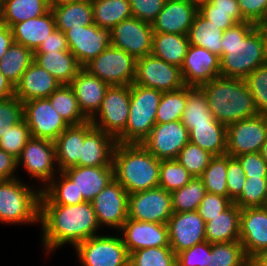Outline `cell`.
<instances>
[{
    "label": "cell",
    "mask_w": 267,
    "mask_h": 266,
    "mask_svg": "<svg viewBox=\"0 0 267 266\" xmlns=\"http://www.w3.org/2000/svg\"><path fill=\"white\" fill-rule=\"evenodd\" d=\"M42 242L46 253L64 244L79 243L97 235L100 228L91 202L77 205H40Z\"/></svg>",
    "instance_id": "6da1fadb"
},
{
    "label": "cell",
    "mask_w": 267,
    "mask_h": 266,
    "mask_svg": "<svg viewBox=\"0 0 267 266\" xmlns=\"http://www.w3.org/2000/svg\"><path fill=\"white\" fill-rule=\"evenodd\" d=\"M220 76L245 79L267 63L263 39L255 24L236 23L226 29L221 40Z\"/></svg>",
    "instance_id": "7a4b0ae2"
},
{
    "label": "cell",
    "mask_w": 267,
    "mask_h": 266,
    "mask_svg": "<svg viewBox=\"0 0 267 266\" xmlns=\"http://www.w3.org/2000/svg\"><path fill=\"white\" fill-rule=\"evenodd\" d=\"M200 88L213 117L226 126L259 114L245 79L219 76Z\"/></svg>",
    "instance_id": "3957f363"
},
{
    "label": "cell",
    "mask_w": 267,
    "mask_h": 266,
    "mask_svg": "<svg viewBox=\"0 0 267 266\" xmlns=\"http://www.w3.org/2000/svg\"><path fill=\"white\" fill-rule=\"evenodd\" d=\"M161 160L142 144L116 143L113 152L114 178L129 193L159 186Z\"/></svg>",
    "instance_id": "277c9868"
},
{
    "label": "cell",
    "mask_w": 267,
    "mask_h": 266,
    "mask_svg": "<svg viewBox=\"0 0 267 266\" xmlns=\"http://www.w3.org/2000/svg\"><path fill=\"white\" fill-rule=\"evenodd\" d=\"M32 188L18 178L0 180V222L7 224L40 222L42 189L35 191V188Z\"/></svg>",
    "instance_id": "5b68a950"
},
{
    "label": "cell",
    "mask_w": 267,
    "mask_h": 266,
    "mask_svg": "<svg viewBox=\"0 0 267 266\" xmlns=\"http://www.w3.org/2000/svg\"><path fill=\"white\" fill-rule=\"evenodd\" d=\"M162 93L135 83L130 85V113L126 129L116 138L117 143H143L156 125Z\"/></svg>",
    "instance_id": "8992f818"
},
{
    "label": "cell",
    "mask_w": 267,
    "mask_h": 266,
    "mask_svg": "<svg viewBox=\"0 0 267 266\" xmlns=\"http://www.w3.org/2000/svg\"><path fill=\"white\" fill-rule=\"evenodd\" d=\"M83 68L110 86H130L135 80L136 59L127 52L110 45Z\"/></svg>",
    "instance_id": "52a82bcc"
},
{
    "label": "cell",
    "mask_w": 267,
    "mask_h": 266,
    "mask_svg": "<svg viewBox=\"0 0 267 266\" xmlns=\"http://www.w3.org/2000/svg\"><path fill=\"white\" fill-rule=\"evenodd\" d=\"M130 113V86L112 85L107 89L92 125L115 139L126 129Z\"/></svg>",
    "instance_id": "ba28073f"
},
{
    "label": "cell",
    "mask_w": 267,
    "mask_h": 266,
    "mask_svg": "<svg viewBox=\"0 0 267 266\" xmlns=\"http://www.w3.org/2000/svg\"><path fill=\"white\" fill-rule=\"evenodd\" d=\"M74 248L82 266H129V254L121 236L95 235Z\"/></svg>",
    "instance_id": "9c48e42d"
},
{
    "label": "cell",
    "mask_w": 267,
    "mask_h": 266,
    "mask_svg": "<svg viewBox=\"0 0 267 266\" xmlns=\"http://www.w3.org/2000/svg\"><path fill=\"white\" fill-rule=\"evenodd\" d=\"M267 139V115L258 114L227 126L226 154L238 157L260 152Z\"/></svg>",
    "instance_id": "30bf717a"
},
{
    "label": "cell",
    "mask_w": 267,
    "mask_h": 266,
    "mask_svg": "<svg viewBox=\"0 0 267 266\" xmlns=\"http://www.w3.org/2000/svg\"><path fill=\"white\" fill-rule=\"evenodd\" d=\"M134 83L161 92L185 87L181 68L169 64L152 53L136 60Z\"/></svg>",
    "instance_id": "8fae6325"
},
{
    "label": "cell",
    "mask_w": 267,
    "mask_h": 266,
    "mask_svg": "<svg viewBox=\"0 0 267 266\" xmlns=\"http://www.w3.org/2000/svg\"><path fill=\"white\" fill-rule=\"evenodd\" d=\"M173 213L171 192L162 187L129 194L128 218L167 224Z\"/></svg>",
    "instance_id": "7c38bea8"
},
{
    "label": "cell",
    "mask_w": 267,
    "mask_h": 266,
    "mask_svg": "<svg viewBox=\"0 0 267 266\" xmlns=\"http://www.w3.org/2000/svg\"><path fill=\"white\" fill-rule=\"evenodd\" d=\"M153 33L152 24L132 16L110 30L111 45L137 60L152 53Z\"/></svg>",
    "instance_id": "4fadbf2b"
},
{
    "label": "cell",
    "mask_w": 267,
    "mask_h": 266,
    "mask_svg": "<svg viewBox=\"0 0 267 266\" xmlns=\"http://www.w3.org/2000/svg\"><path fill=\"white\" fill-rule=\"evenodd\" d=\"M23 115L33 138L54 141L69 126L52 107L48 98L24 102Z\"/></svg>",
    "instance_id": "5bb4252c"
},
{
    "label": "cell",
    "mask_w": 267,
    "mask_h": 266,
    "mask_svg": "<svg viewBox=\"0 0 267 266\" xmlns=\"http://www.w3.org/2000/svg\"><path fill=\"white\" fill-rule=\"evenodd\" d=\"M97 222L119 229L128 218L129 193L114 178L91 202Z\"/></svg>",
    "instance_id": "9a60e30c"
},
{
    "label": "cell",
    "mask_w": 267,
    "mask_h": 266,
    "mask_svg": "<svg viewBox=\"0 0 267 266\" xmlns=\"http://www.w3.org/2000/svg\"><path fill=\"white\" fill-rule=\"evenodd\" d=\"M21 164L31 178L43 181L45 187L59 172L55 166L57 162L54 141L31 137L18 158V167Z\"/></svg>",
    "instance_id": "2e32d148"
},
{
    "label": "cell",
    "mask_w": 267,
    "mask_h": 266,
    "mask_svg": "<svg viewBox=\"0 0 267 266\" xmlns=\"http://www.w3.org/2000/svg\"><path fill=\"white\" fill-rule=\"evenodd\" d=\"M189 142V131L179 121L156 124L142 145L157 159H176Z\"/></svg>",
    "instance_id": "e0dca14e"
},
{
    "label": "cell",
    "mask_w": 267,
    "mask_h": 266,
    "mask_svg": "<svg viewBox=\"0 0 267 266\" xmlns=\"http://www.w3.org/2000/svg\"><path fill=\"white\" fill-rule=\"evenodd\" d=\"M70 52L84 67L111 45L109 29L96 24L80 28H71L65 32Z\"/></svg>",
    "instance_id": "ac0fdd59"
},
{
    "label": "cell",
    "mask_w": 267,
    "mask_h": 266,
    "mask_svg": "<svg viewBox=\"0 0 267 266\" xmlns=\"http://www.w3.org/2000/svg\"><path fill=\"white\" fill-rule=\"evenodd\" d=\"M205 224L197 211L174 212L167 227L169 245L175 254L205 241Z\"/></svg>",
    "instance_id": "d6986e66"
},
{
    "label": "cell",
    "mask_w": 267,
    "mask_h": 266,
    "mask_svg": "<svg viewBox=\"0 0 267 266\" xmlns=\"http://www.w3.org/2000/svg\"><path fill=\"white\" fill-rule=\"evenodd\" d=\"M119 230L128 254L144 248L170 247L167 224L127 218Z\"/></svg>",
    "instance_id": "ffe728a7"
},
{
    "label": "cell",
    "mask_w": 267,
    "mask_h": 266,
    "mask_svg": "<svg viewBox=\"0 0 267 266\" xmlns=\"http://www.w3.org/2000/svg\"><path fill=\"white\" fill-rule=\"evenodd\" d=\"M181 73L186 86L200 87L220 76V57L205 48L189 45Z\"/></svg>",
    "instance_id": "44dd1931"
},
{
    "label": "cell",
    "mask_w": 267,
    "mask_h": 266,
    "mask_svg": "<svg viewBox=\"0 0 267 266\" xmlns=\"http://www.w3.org/2000/svg\"><path fill=\"white\" fill-rule=\"evenodd\" d=\"M197 13L198 2L195 0H166L152 23L153 32L187 35Z\"/></svg>",
    "instance_id": "7402d4cb"
},
{
    "label": "cell",
    "mask_w": 267,
    "mask_h": 266,
    "mask_svg": "<svg viewBox=\"0 0 267 266\" xmlns=\"http://www.w3.org/2000/svg\"><path fill=\"white\" fill-rule=\"evenodd\" d=\"M239 229L248 259L267 249V206L241 209Z\"/></svg>",
    "instance_id": "603a6c76"
},
{
    "label": "cell",
    "mask_w": 267,
    "mask_h": 266,
    "mask_svg": "<svg viewBox=\"0 0 267 266\" xmlns=\"http://www.w3.org/2000/svg\"><path fill=\"white\" fill-rule=\"evenodd\" d=\"M93 128L90 120L80 125H70L54 140L59 172L73 166H80L84 138Z\"/></svg>",
    "instance_id": "cb8c5ba5"
},
{
    "label": "cell",
    "mask_w": 267,
    "mask_h": 266,
    "mask_svg": "<svg viewBox=\"0 0 267 266\" xmlns=\"http://www.w3.org/2000/svg\"><path fill=\"white\" fill-rule=\"evenodd\" d=\"M61 83L46 69L33 61L14 87V96L20 101L48 98Z\"/></svg>",
    "instance_id": "d4e9b609"
},
{
    "label": "cell",
    "mask_w": 267,
    "mask_h": 266,
    "mask_svg": "<svg viewBox=\"0 0 267 266\" xmlns=\"http://www.w3.org/2000/svg\"><path fill=\"white\" fill-rule=\"evenodd\" d=\"M74 90L79 108L90 120L99 110L109 84L82 68L69 84Z\"/></svg>",
    "instance_id": "484cf974"
},
{
    "label": "cell",
    "mask_w": 267,
    "mask_h": 266,
    "mask_svg": "<svg viewBox=\"0 0 267 266\" xmlns=\"http://www.w3.org/2000/svg\"><path fill=\"white\" fill-rule=\"evenodd\" d=\"M62 172L75 184L85 202H92L114 179L113 167L73 166Z\"/></svg>",
    "instance_id": "4316f807"
},
{
    "label": "cell",
    "mask_w": 267,
    "mask_h": 266,
    "mask_svg": "<svg viewBox=\"0 0 267 266\" xmlns=\"http://www.w3.org/2000/svg\"><path fill=\"white\" fill-rule=\"evenodd\" d=\"M116 143L112 135L94 127L84 138L80 166L113 167Z\"/></svg>",
    "instance_id": "83f0119b"
},
{
    "label": "cell",
    "mask_w": 267,
    "mask_h": 266,
    "mask_svg": "<svg viewBox=\"0 0 267 266\" xmlns=\"http://www.w3.org/2000/svg\"><path fill=\"white\" fill-rule=\"evenodd\" d=\"M55 29L54 15L50 9L44 15L16 23L11 27L14 42L29 48L33 52Z\"/></svg>",
    "instance_id": "f1b7e54d"
},
{
    "label": "cell",
    "mask_w": 267,
    "mask_h": 266,
    "mask_svg": "<svg viewBox=\"0 0 267 266\" xmlns=\"http://www.w3.org/2000/svg\"><path fill=\"white\" fill-rule=\"evenodd\" d=\"M56 28L65 33L71 28H80L94 24L91 0L65 2L50 6Z\"/></svg>",
    "instance_id": "f546056e"
},
{
    "label": "cell",
    "mask_w": 267,
    "mask_h": 266,
    "mask_svg": "<svg viewBox=\"0 0 267 266\" xmlns=\"http://www.w3.org/2000/svg\"><path fill=\"white\" fill-rule=\"evenodd\" d=\"M241 209L233 202L225 211L205 224L206 241L210 244L240 240Z\"/></svg>",
    "instance_id": "4dcf8cb0"
},
{
    "label": "cell",
    "mask_w": 267,
    "mask_h": 266,
    "mask_svg": "<svg viewBox=\"0 0 267 266\" xmlns=\"http://www.w3.org/2000/svg\"><path fill=\"white\" fill-rule=\"evenodd\" d=\"M34 61L61 84H70L83 68L70 51L34 53Z\"/></svg>",
    "instance_id": "1f68e13d"
},
{
    "label": "cell",
    "mask_w": 267,
    "mask_h": 266,
    "mask_svg": "<svg viewBox=\"0 0 267 266\" xmlns=\"http://www.w3.org/2000/svg\"><path fill=\"white\" fill-rule=\"evenodd\" d=\"M189 45L187 35L153 33L152 54L169 64L181 68Z\"/></svg>",
    "instance_id": "d6a6232c"
},
{
    "label": "cell",
    "mask_w": 267,
    "mask_h": 266,
    "mask_svg": "<svg viewBox=\"0 0 267 266\" xmlns=\"http://www.w3.org/2000/svg\"><path fill=\"white\" fill-rule=\"evenodd\" d=\"M189 142L213 156L224 155L226 154L227 126L219 121L214 124L194 125L189 130Z\"/></svg>",
    "instance_id": "836d02e7"
},
{
    "label": "cell",
    "mask_w": 267,
    "mask_h": 266,
    "mask_svg": "<svg viewBox=\"0 0 267 266\" xmlns=\"http://www.w3.org/2000/svg\"><path fill=\"white\" fill-rule=\"evenodd\" d=\"M224 31L207 20L199 11L194 17L193 24L188 31L190 45L199 46L222 57L221 40Z\"/></svg>",
    "instance_id": "e575fe53"
},
{
    "label": "cell",
    "mask_w": 267,
    "mask_h": 266,
    "mask_svg": "<svg viewBox=\"0 0 267 266\" xmlns=\"http://www.w3.org/2000/svg\"><path fill=\"white\" fill-rule=\"evenodd\" d=\"M49 9L48 0H3L1 22L11 28L16 23L44 15Z\"/></svg>",
    "instance_id": "d590c367"
},
{
    "label": "cell",
    "mask_w": 267,
    "mask_h": 266,
    "mask_svg": "<svg viewBox=\"0 0 267 266\" xmlns=\"http://www.w3.org/2000/svg\"><path fill=\"white\" fill-rule=\"evenodd\" d=\"M198 11L223 31L246 21L239 10L238 0H208L198 3Z\"/></svg>",
    "instance_id": "8d00e7d4"
},
{
    "label": "cell",
    "mask_w": 267,
    "mask_h": 266,
    "mask_svg": "<svg viewBox=\"0 0 267 266\" xmlns=\"http://www.w3.org/2000/svg\"><path fill=\"white\" fill-rule=\"evenodd\" d=\"M58 174L60 177L54 176L42 188L40 205H77L85 202L75 184L62 171Z\"/></svg>",
    "instance_id": "74e56055"
},
{
    "label": "cell",
    "mask_w": 267,
    "mask_h": 266,
    "mask_svg": "<svg viewBox=\"0 0 267 266\" xmlns=\"http://www.w3.org/2000/svg\"><path fill=\"white\" fill-rule=\"evenodd\" d=\"M94 24L111 30L121 21L132 17L129 0H91Z\"/></svg>",
    "instance_id": "f35d334b"
},
{
    "label": "cell",
    "mask_w": 267,
    "mask_h": 266,
    "mask_svg": "<svg viewBox=\"0 0 267 266\" xmlns=\"http://www.w3.org/2000/svg\"><path fill=\"white\" fill-rule=\"evenodd\" d=\"M217 120L209 110L205 93L200 87L187 86V103L181 122L188 129L194 125L214 124Z\"/></svg>",
    "instance_id": "ab89813d"
},
{
    "label": "cell",
    "mask_w": 267,
    "mask_h": 266,
    "mask_svg": "<svg viewBox=\"0 0 267 266\" xmlns=\"http://www.w3.org/2000/svg\"><path fill=\"white\" fill-rule=\"evenodd\" d=\"M52 107L70 125L89 121L81 112L74 90L69 84H61L49 97Z\"/></svg>",
    "instance_id": "60d3db41"
},
{
    "label": "cell",
    "mask_w": 267,
    "mask_h": 266,
    "mask_svg": "<svg viewBox=\"0 0 267 266\" xmlns=\"http://www.w3.org/2000/svg\"><path fill=\"white\" fill-rule=\"evenodd\" d=\"M33 61L34 52L32 50L13 42L0 60V71L15 87Z\"/></svg>",
    "instance_id": "b9f144b4"
},
{
    "label": "cell",
    "mask_w": 267,
    "mask_h": 266,
    "mask_svg": "<svg viewBox=\"0 0 267 266\" xmlns=\"http://www.w3.org/2000/svg\"><path fill=\"white\" fill-rule=\"evenodd\" d=\"M206 189L200 177H193L185 186L171 192L173 212L197 211Z\"/></svg>",
    "instance_id": "7bdbcfd3"
},
{
    "label": "cell",
    "mask_w": 267,
    "mask_h": 266,
    "mask_svg": "<svg viewBox=\"0 0 267 266\" xmlns=\"http://www.w3.org/2000/svg\"><path fill=\"white\" fill-rule=\"evenodd\" d=\"M186 103L187 86L178 90L163 92L156 113V124L181 120Z\"/></svg>",
    "instance_id": "ee69618b"
},
{
    "label": "cell",
    "mask_w": 267,
    "mask_h": 266,
    "mask_svg": "<svg viewBox=\"0 0 267 266\" xmlns=\"http://www.w3.org/2000/svg\"><path fill=\"white\" fill-rule=\"evenodd\" d=\"M228 154L213 156L200 176L206 192L228 197L227 189Z\"/></svg>",
    "instance_id": "f6af8a7d"
},
{
    "label": "cell",
    "mask_w": 267,
    "mask_h": 266,
    "mask_svg": "<svg viewBox=\"0 0 267 266\" xmlns=\"http://www.w3.org/2000/svg\"><path fill=\"white\" fill-rule=\"evenodd\" d=\"M248 260L240 241L213 243L208 266H242Z\"/></svg>",
    "instance_id": "bcb514c9"
},
{
    "label": "cell",
    "mask_w": 267,
    "mask_h": 266,
    "mask_svg": "<svg viewBox=\"0 0 267 266\" xmlns=\"http://www.w3.org/2000/svg\"><path fill=\"white\" fill-rule=\"evenodd\" d=\"M129 266H177L171 247H150L129 254Z\"/></svg>",
    "instance_id": "7dc6e473"
},
{
    "label": "cell",
    "mask_w": 267,
    "mask_h": 266,
    "mask_svg": "<svg viewBox=\"0 0 267 266\" xmlns=\"http://www.w3.org/2000/svg\"><path fill=\"white\" fill-rule=\"evenodd\" d=\"M30 138V129L24 119L16 125L0 128V148L17 159Z\"/></svg>",
    "instance_id": "c3c4849f"
},
{
    "label": "cell",
    "mask_w": 267,
    "mask_h": 266,
    "mask_svg": "<svg viewBox=\"0 0 267 266\" xmlns=\"http://www.w3.org/2000/svg\"><path fill=\"white\" fill-rule=\"evenodd\" d=\"M193 176L176 159H164L160 163L159 187L172 192L185 186Z\"/></svg>",
    "instance_id": "681fc988"
},
{
    "label": "cell",
    "mask_w": 267,
    "mask_h": 266,
    "mask_svg": "<svg viewBox=\"0 0 267 266\" xmlns=\"http://www.w3.org/2000/svg\"><path fill=\"white\" fill-rule=\"evenodd\" d=\"M233 202L240 209L267 206L266 178H246L241 194Z\"/></svg>",
    "instance_id": "f907efd6"
},
{
    "label": "cell",
    "mask_w": 267,
    "mask_h": 266,
    "mask_svg": "<svg viewBox=\"0 0 267 266\" xmlns=\"http://www.w3.org/2000/svg\"><path fill=\"white\" fill-rule=\"evenodd\" d=\"M213 155L197 145L188 142L179 152L176 160L182 164L193 177H200L209 165Z\"/></svg>",
    "instance_id": "816d5d0a"
},
{
    "label": "cell",
    "mask_w": 267,
    "mask_h": 266,
    "mask_svg": "<svg viewBox=\"0 0 267 266\" xmlns=\"http://www.w3.org/2000/svg\"><path fill=\"white\" fill-rule=\"evenodd\" d=\"M245 81L251 92L257 112L267 115V63L252 71Z\"/></svg>",
    "instance_id": "f5cc1de1"
},
{
    "label": "cell",
    "mask_w": 267,
    "mask_h": 266,
    "mask_svg": "<svg viewBox=\"0 0 267 266\" xmlns=\"http://www.w3.org/2000/svg\"><path fill=\"white\" fill-rule=\"evenodd\" d=\"M211 244L203 241L176 254L177 266H208Z\"/></svg>",
    "instance_id": "db71d44e"
},
{
    "label": "cell",
    "mask_w": 267,
    "mask_h": 266,
    "mask_svg": "<svg viewBox=\"0 0 267 266\" xmlns=\"http://www.w3.org/2000/svg\"><path fill=\"white\" fill-rule=\"evenodd\" d=\"M232 203L228 197L206 192L197 212L206 223L225 211Z\"/></svg>",
    "instance_id": "11a10c76"
},
{
    "label": "cell",
    "mask_w": 267,
    "mask_h": 266,
    "mask_svg": "<svg viewBox=\"0 0 267 266\" xmlns=\"http://www.w3.org/2000/svg\"><path fill=\"white\" fill-rule=\"evenodd\" d=\"M226 174L228 198L233 202L241 194L246 176L240 162L230 155H228Z\"/></svg>",
    "instance_id": "9f6ffc18"
},
{
    "label": "cell",
    "mask_w": 267,
    "mask_h": 266,
    "mask_svg": "<svg viewBox=\"0 0 267 266\" xmlns=\"http://www.w3.org/2000/svg\"><path fill=\"white\" fill-rule=\"evenodd\" d=\"M166 0H129L132 16L152 24Z\"/></svg>",
    "instance_id": "6f0895ef"
},
{
    "label": "cell",
    "mask_w": 267,
    "mask_h": 266,
    "mask_svg": "<svg viewBox=\"0 0 267 266\" xmlns=\"http://www.w3.org/2000/svg\"><path fill=\"white\" fill-rule=\"evenodd\" d=\"M23 119V102L16 96L0 100V128L16 125Z\"/></svg>",
    "instance_id": "680465c9"
},
{
    "label": "cell",
    "mask_w": 267,
    "mask_h": 266,
    "mask_svg": "<svg viewBox=\"0 0 267 266\" xmlns=\"http://www.w3.org/2000/svg\"><path fill=\"white\" fill-rule=\"evenodd\" d=\"M235 158L240 162L246 178H266L267 162L260 152L242 154Z\"/></svg>",
    "instance_id": "91938a15"
},
{
    "label": "cell",
    "mask_w": 267,
    "mask_h": 266,
    "mask_svg": "<svg viewBox=\"0 0 267 266\" xmlns=\"http://www.w3.org/2000/svg\"><path fill=\"white\" fill-rule=\"evenodd\" d=\"M242 17L254 24L267 18V0H238Z\"/></svg>",
    "instance_id": "94428289"
},
{
    "label": "cell",
    "mask_w": 267,
    "mask_h": 266,
    "mask_svg": "<svg viewBox=\"0 0 267 266\" xmlns=\"http://www.w3.org/2000/svg\"><path fill=\"white\" fill-rule=\"evenodd\" d=\"M70 51L65 33L55 29L48 35L47 39L41 43L34 53Z\"/></svg>",
    "instance_id": "6125c7cd"
},
{
    "label": "cell",
    "mask_w": 267,
    "mask_h": 266,
    "mask_svg": "<svg viewBox=\"0 0 267 266\" xmlns=\"http://www.w3.org/2000/svg\"><path fill=\"white\" fill-rule=\"evenodd\" d=\"M18 167V159L0 148V180L16 179L14 172Z\"/></svg>",
    "instance_id": "be15d7a7"
},
{
    "label": "cell",
    "mask_w": 267,
    "mask_h": 266,
    "mask_svg": "<svg viewBox=\"0 0 267 266\" xmlns=\"http://www.w3.org/2000/svg\"><path fill=\"white\" fill-rule=\"evenodd\" d=\"M13 33L11 28L4 24L0 23V60L5 55L6 51L13 44Z\"/></svg>",
    "instance_id": "e7e4bbea"
},
{
    "label": "cell",
    "mask_w": 267,
    "mask_h": 266,
    "mask_svg": "<svg viewBox=\"0 0 267 266\" xmlns=\"http://www.w3.org/2000/svg\"><path fill=\"white\" fill-rule=\"evenodd\" d=\"M14 96V86L0 71V100Z\"/></svg>",
    "instance_id": "03108f58"
},
{
    "label": "cell",
    "mask_w": 267,
    "mask_h": 266,
    "mask_svg": "<svg viewBox=\"0 0 267 266\" xmlns=\"http://www.w3.org/2000/svg\"><path fill=\"white\" fill-rule=\"evenodd\" d=\"M255 27L262 36L264 47L267 53V18L255 24Z\"/></svg>",
    "instance_id": "003e7915"
},
{
    "label": "cell",
    "mask_w": 267,
    "mask_h": 266,
    "mask_svg": "<svg viewBox=\"0 0 267 266\" xmlns=\"http://www.w3.org/2000/svg\"><path fill=\"white\" fill-rule=\"evenodd\" d=\"M257 266H267V249L259 252L251 259Z\"/></svg>",
    "instance_id": "a7ac6f4b"
},
{
    "label": "cell",
    "mask_w": 267,
    "mask_h": 266,
    "mask_svg": "<svg viewBox=\"0 0 267 266\" xmlns=\"http://www.w3.org/2000/svg\"><path fill=\"white\" fill-rule=\"evenodd\" d=\"M72 1H79V0H48L50 6Z\"/></svg>",
    "instance_id": "89a4df30"
},
{
    "label": "cell",
    "mask_w": 267,
    "mask_h": 266,
    "mask_svg": "<svg viewBox=\"0 0 267 266\" xmlns=\"http://www.w3.org/2000/svg\"><path fill=\"white\" fill-rule=\"evenodd\" d=\"M260 154L263 156V158L266 160L267 162V139L265 141V143L263 144Z\"/></svg>",
    "instance_id": "2644e50d"
},
{
    "label": "cell",
    "mask_w": 267,
    "mask_h": 266,
    "mask_svg": "<svg viewBox=\"0 0 267 266\" xmlns=\"http://www.w3.org/2000/svg\"><path fill=\"white\" fill-rule=\"evenodd\" d=\"M242 266H257V265L251 259H249Z\"/></svg>",
    "instance_id": "8c879c8a"
}]
</instances>
